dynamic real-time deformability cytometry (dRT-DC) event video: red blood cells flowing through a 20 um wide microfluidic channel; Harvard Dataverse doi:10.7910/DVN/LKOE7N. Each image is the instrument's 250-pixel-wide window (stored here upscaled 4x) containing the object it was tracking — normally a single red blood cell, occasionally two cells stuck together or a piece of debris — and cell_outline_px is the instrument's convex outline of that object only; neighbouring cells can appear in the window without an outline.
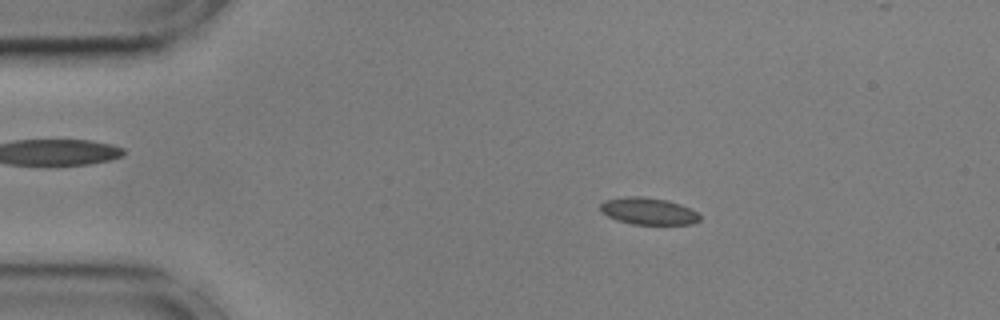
{"species": "common noctule bat (a hibernating species)", "species_latin": "Nyctalus noctula", "temperature_condition": "cold", "stored_images_in_passage": 56, "camera_frame_rate_fps": 3000, "um_per_image_px": 0.085, "animal": {"sex": "male", "body_mass_g": 17.9, "forearm_length_mm": 54.2}, "frame": {"image": 1, "passage_image": 10, "time_ms": 3.0, "image_size_px": [1000, 320], "cell_outline_px": [[700, 220], [692, 224], [632, 224], [616, 220], [600, 212], [600, 204], [604, 200], [624, 196], [644, 196], [668, 200], [692, 208], [700, 216]], "centroid_in_image_um": [55.09, 17.93], "position_along_channel_um": 29.9, "area_um2": 15.84}}
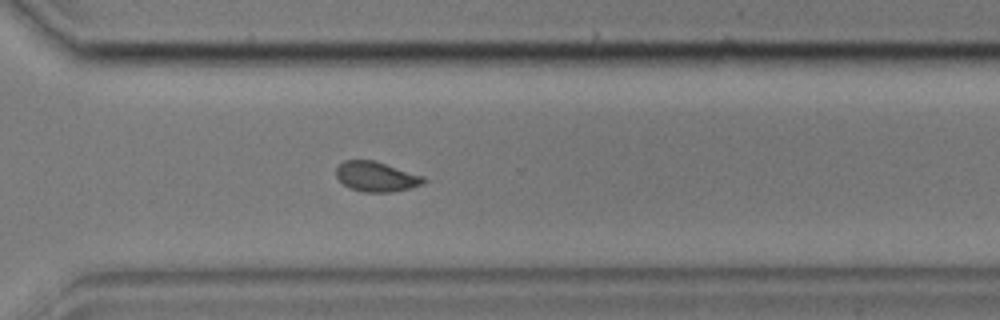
{"frame": {"image": 2, "passage_image": 40, "time_ms": 13.0, "image_size_px": [1000, 320], "cell_outline_px": [[424, 184], [392, 192], [364, 192], [348, 188], [336, 176], [336, 168], [344, 160], [372, 160], [424, 176]], "centroid_in_image_um": [31.95, 15.02], "position_along_channel_um": 338.6, "area_um2": 15.09}}
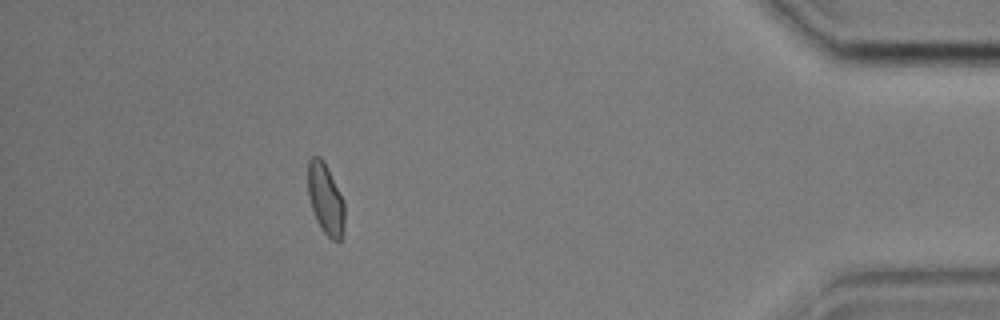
{"frame": {"image": 3, "passage_image": 50, "time_ms": 16.333, "image_size_px": [1000, 320], "cell_outline_px": [[344, 232], [340, 240], [332, 240], [320, 228], [316, 220], [308, 196], [308, 160], [312, 156], [320, 156], [324, 160], [344, 200]], "centroid_in_image_um": [27.67, 16.9], "position_along_channel_um": 407.5, "area_um2": 15.32}, "authors_computed_cell_mechanics": {"area_um2": 15.317, "velocity_mm_per_s": 3.5882, "shape_relaxation_time_tau1_ms": 7.6661, "shape_relaxation_time_tau2_ms": 3.9774, "deformation_change_tau1": 0.1262, "deformation_change_tau2": 0.0593}}